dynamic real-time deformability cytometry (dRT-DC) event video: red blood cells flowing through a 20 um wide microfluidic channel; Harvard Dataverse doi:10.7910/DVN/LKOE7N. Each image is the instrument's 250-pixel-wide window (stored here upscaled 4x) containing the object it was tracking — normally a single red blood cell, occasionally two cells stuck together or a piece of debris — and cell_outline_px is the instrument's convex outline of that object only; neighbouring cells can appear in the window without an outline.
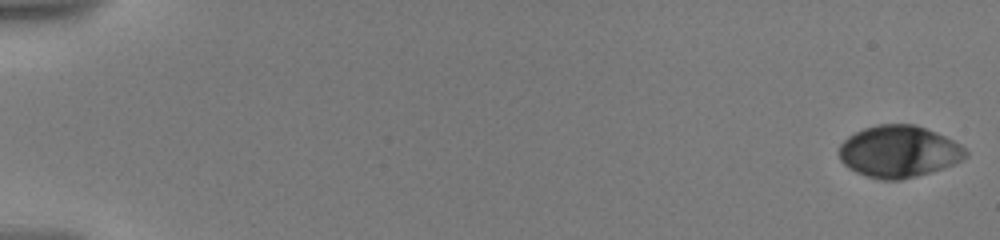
{"species": "human", "species_latin": "Homo sapiens", "temperature_condition": "warm", "stored_images_in_passage": 13, "camera_frame_rate_fps": 3000, "um_per_image_px": 0.085, "donor": {"sex": "male"}, "frame": {"image": 1, "passage_image": 1, "time_ms": 0.0, "image_size_px": [1000, 240], "cell_outline_px": [[968, 156], [952, 164], [916, 176], [900, 180], [880, 180], [856, 172], [848, 168], [840, 160], [840, 144], [848, 136], [864, 128], [876, 124], [912, 124], [936, 132], [960, 144], [968, 152]], "centroid_in_image_um": [76.37, 12.87], "position_along_channel_um": 8.6, "area_um2": 37.92}}
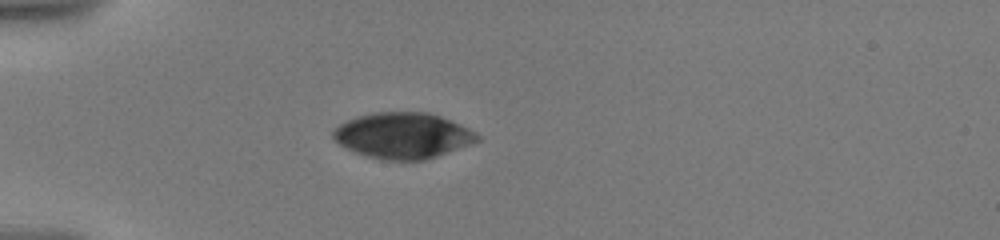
{"frame": {"image": 2, "passage_image": 10, "time_ms": 5.667, "image_size_px": [1000, 240], "cell_outline_px": [[480, 140], [436, 156], [424, 160], [380, 160], [356, 152], [340, 144], [332, 136], [332, 132], [340, 124], [348, 120], [360, 116], [376, 112], [428, 112], [440, 116], [468, 128], [476, 132], [480, 136]], "centroid_in_image_um": [34.25, 11.52], "position_along_channel_um": 50.7, "area_um2": 37.97}}
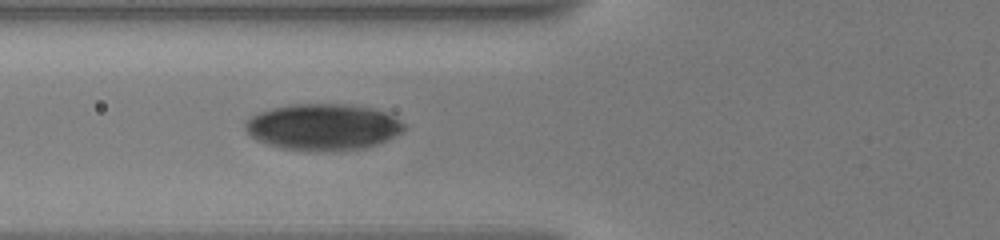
{"frame": {"image": 3, "passage_image": 13, "time_ms": 7.667, "image_size_px": [1000, 240], "cell_outline_px": [[404, 128], [400, 132], [376, 144], [364, 148], [332, 152], [308, 152], [280, 148], [256, 140], [248, 136], [244, 128], [244, 124], [252, 116], [260, 112], [272, 108], [292, 104], [348, 104], [376, 108], [396, 116], [404, 124]], "centroid_in_image_um": [27.43, 10.8], "position_along_channel_um": 98.4, "area_um2": 43.47}}